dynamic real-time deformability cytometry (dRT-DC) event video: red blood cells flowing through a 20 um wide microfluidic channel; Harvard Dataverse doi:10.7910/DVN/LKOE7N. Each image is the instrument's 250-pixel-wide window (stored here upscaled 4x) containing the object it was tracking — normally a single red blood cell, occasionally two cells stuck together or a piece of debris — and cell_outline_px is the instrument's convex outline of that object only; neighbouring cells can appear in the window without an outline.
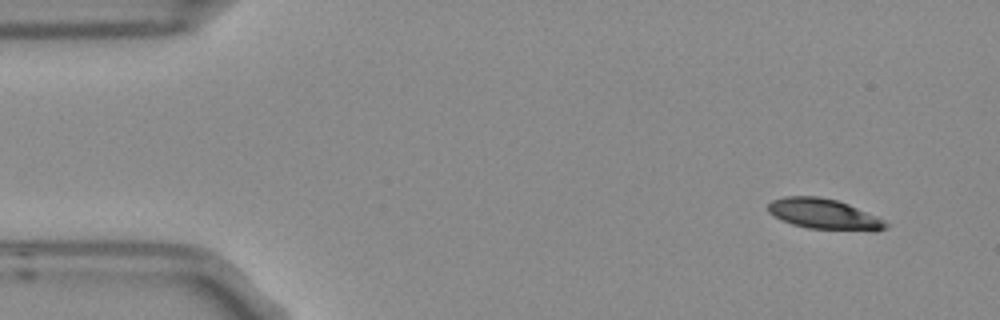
{"species": "Egyptian fruit bat (a non-hibernating species)", "species_latin": "Rousettus aegyptiacus", "temperature_condition": "room temperature", "stored_images_in_passage": 6, "camera_frame_rate_fps": 3000, "um_per_image_px": 0.085, "frame": {"image": 1, "passage_image": 1, "time_ms": 0.0, "image_size_px": [1000, 320], "cell_outline_px": [[888, 224], [884, 228], [876, 232], [872, 232], [808, 228], [792, 224], [780, 220], [768, 212], [768, 204], [772, 200], [784, 196], [816, 196], [836, 200], [848, 204], [876, 216], [884, 220]], "centroid_in_image_um": [70.03, 18.21], "position_along_channel_um": 15.0, "area_um2": 21.04}}